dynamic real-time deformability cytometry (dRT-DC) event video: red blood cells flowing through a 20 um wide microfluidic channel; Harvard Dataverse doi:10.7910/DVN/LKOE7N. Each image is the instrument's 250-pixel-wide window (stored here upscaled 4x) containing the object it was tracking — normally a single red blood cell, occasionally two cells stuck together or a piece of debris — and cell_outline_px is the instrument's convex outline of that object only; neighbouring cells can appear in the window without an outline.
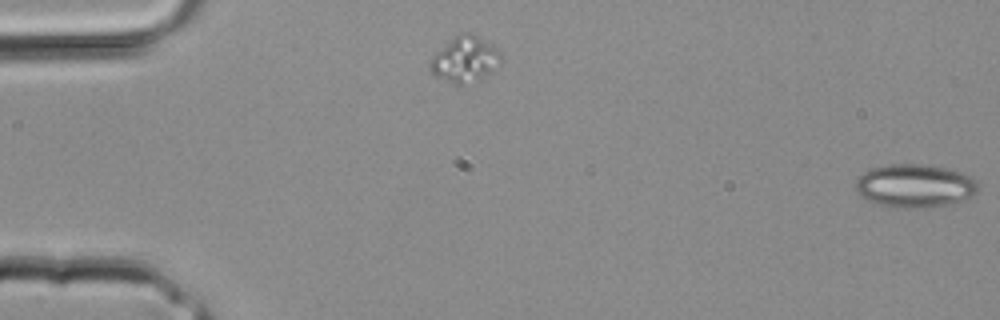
{"species": "common noctule bat (a hibernating species)", "species_latin": "Nyctalus noctula", "temperature_condition": "room temperature", "stored_images_in_passage": 4, "camera_frame_rate_fps": 3000, "um_per_image_px": 0.085, "animal": {"sex": "male", "body_mass_g": 20.4}, "frame": {"image": 1, "passage_image": 1, "time_ms": 0.0, "image_size_px": [1000, 320], "cell_outline_px": [[980, 188], [972, 196], [948, 204], [924, 208], [888, 208], [876, 204], [868, 200], [856, 188], [856, 180], [864, 172], [872, 168], [888, 164], [928, 164], [960, 172], [972, 176], [976, 180]], "centroid_in_image_um": [77.78, 15.8], "position_along_channel_um": 7.2, "area_um2": 30.98}}